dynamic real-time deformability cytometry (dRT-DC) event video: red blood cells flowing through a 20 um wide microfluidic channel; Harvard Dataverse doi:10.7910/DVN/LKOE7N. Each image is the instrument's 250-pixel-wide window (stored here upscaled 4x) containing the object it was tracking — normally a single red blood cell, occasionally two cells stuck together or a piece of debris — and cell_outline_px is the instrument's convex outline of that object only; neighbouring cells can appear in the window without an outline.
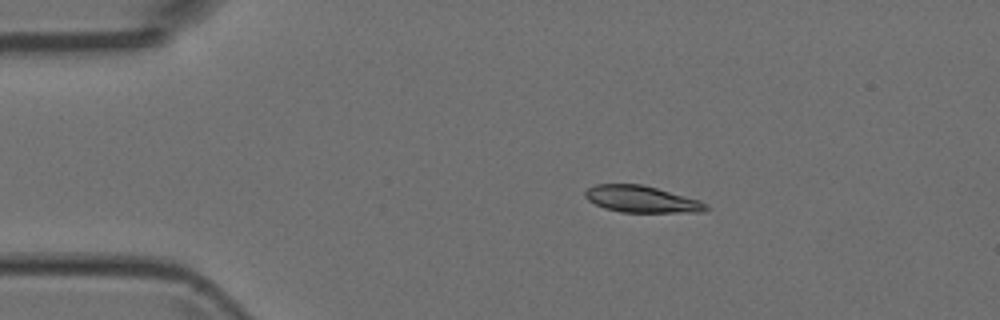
{"species": "Egyptian fruit bat (a non-hibernating species)", "species_latin": "Rousettus aegyptiacus", "temperature_condition": "room temperature", "stored_images_in_passage": 4, "camera_frame_rate_fps": 3000, "um_per_image_px": 0.085, "animal": {"sex": "female"}, "frame": {"image": 1, "passage_image": 2, "time_ms": 2.333, "image_size_px": [1000, 320], "cell_outline_px": [[712, 208], [704, 212], [620, 212], [604, 208], [588, 200], [584, 196], [584, 192], [588, 188], [596, 184], [640, 184], [656, 188], [700, 200], [708, 204]], "centroid_in_image_um": [54.57, 16.94], "position_along_channel_um": 30.4, "area_um2": 18.84}}
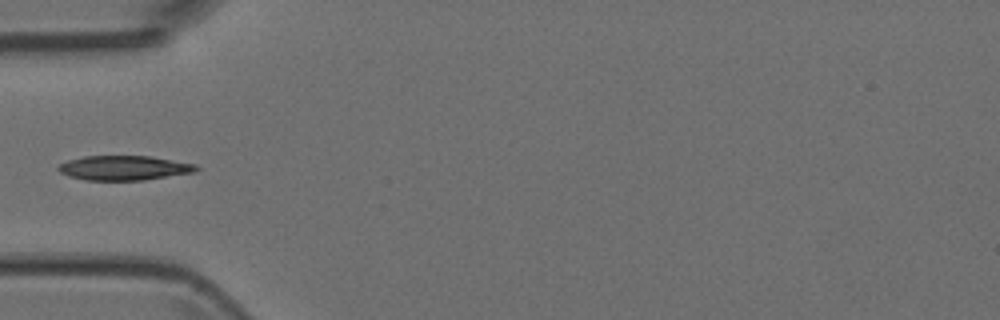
{"frame": {"image": 2, "passage_image": 4, "time_ms": 4.667, "image_size_px": [1000, 320], "cell_outline_px": [[200, 168], [196, 172], [144, 180], [84, 180], [68, 176], [60, 172], [56, 168], [60, 164], [68, 160], [84, 156], [148, 156], [196, 164]], "centroid_in_image_um": [10.54, 14.28], "position_along_channel_um": 74.5, "area_um2": 19.77}}